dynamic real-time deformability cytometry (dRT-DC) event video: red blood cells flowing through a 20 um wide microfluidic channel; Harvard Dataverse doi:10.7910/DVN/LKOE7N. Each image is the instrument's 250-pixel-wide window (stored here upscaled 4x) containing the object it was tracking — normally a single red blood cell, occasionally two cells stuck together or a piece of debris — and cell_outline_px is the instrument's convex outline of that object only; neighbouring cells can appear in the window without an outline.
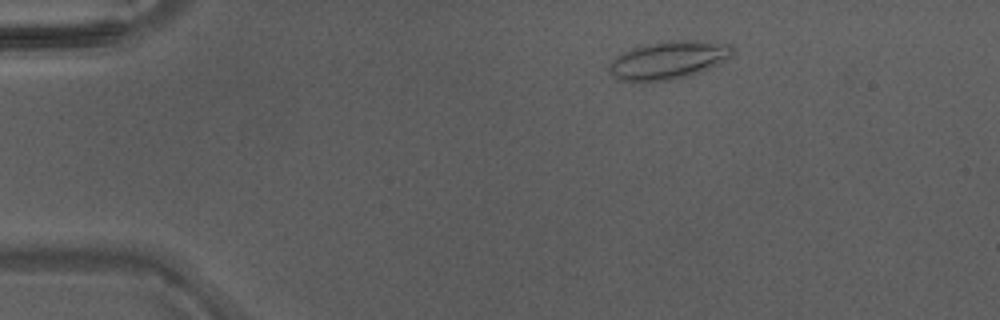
{"species": "Egyptian fruit bat (a non-hibernating species)", "species_latin": "Rousettus aegyptiacus", "temperature_condition": "warm", "stored_images_in_passage": 43, "camera_frame_rate_fps": 3000, "um_per_image_px": 0.085, "animal": {"sex": "male"}, "frame": {"image": 1, "passage_image": 6, "time_ms": 1.667, "image_size_px": [1000, 320], "cell_outline_px": [[736, 52], [708, 68], [700, 72], [688, 76], [668, 80], [644, 84], [632, 84], [616, 80], [608, 72], [608, 64], [620, 52], [632, 48], [664, 40], [696, 40], [732, 44]], "centroid_in_image_um": [56.7, 5.14], "position_along_channel_um": 28.3, "area_um2": 28.15}}
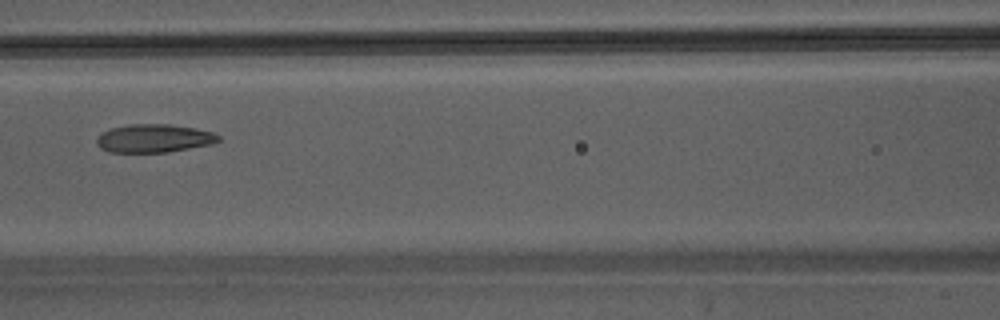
{"frame": {"image": 2, "passage_image": 19, "time_ms": 6.0, "image_size_px": [1000, 320], "cell_outline_px": [[220, 140], [212, 144], [168, 152], [108, 152], [100, 148], [96, 144], [96, 136], [112, 128], [128, 124], [168, 124], [196, 128], [216, 132], [220, 136]], "centroid_in_image_um": [13.1, 11.76], "position_along_channel_um": 153.5, "area_um2": 20.23}}
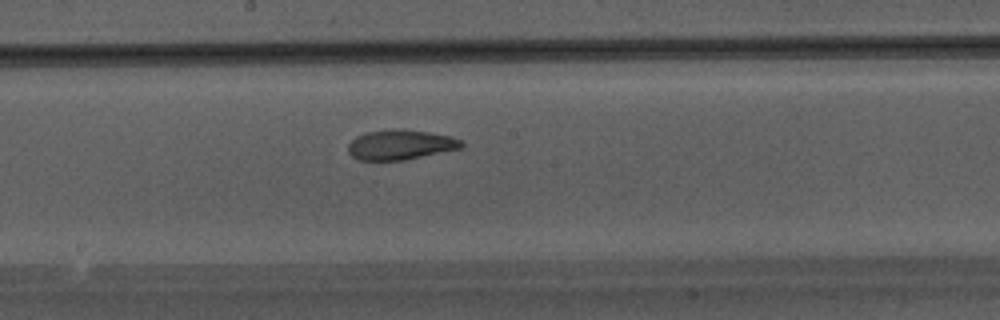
{"frame": {"image": 3, "passage_image": 23, "time_ms": 7.333, "image_size_px": [1000, 320], "cell_outline_px": [[464, 144], [460, 148], [404, 160], [360, 160], [352, 156], [348, 152], [348, 144], [356, 136], [368, 132], [392, 128], [404, 128], [452, 136], [460, 140]], "centroid_in_image_um": [34.02, 12.28], "position_along_channel_um": 214.2, "area_um2": 19.77}}